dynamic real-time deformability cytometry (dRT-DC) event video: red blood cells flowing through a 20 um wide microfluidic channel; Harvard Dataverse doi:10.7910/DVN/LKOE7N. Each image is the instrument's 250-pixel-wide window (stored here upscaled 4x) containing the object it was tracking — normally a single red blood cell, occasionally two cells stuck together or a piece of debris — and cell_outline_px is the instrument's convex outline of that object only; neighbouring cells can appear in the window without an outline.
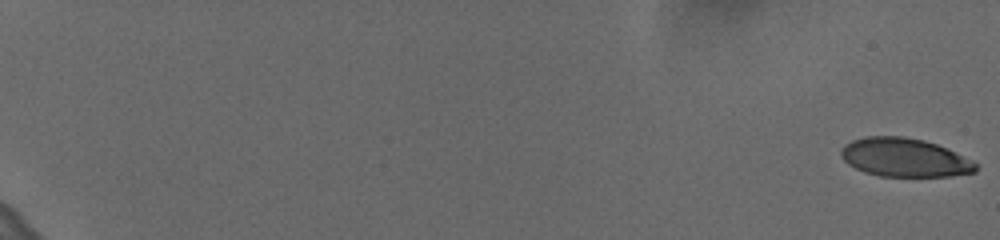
{"species": "human", "species_latin": "Homo sapiens", "temperature_condition": "cold", "stored_images_in_passage": 61, "camera_frame_rate_fps": 3000, "um_per_image_px": 0.085, "donor": {"sex": "female"}, "frame": {"image": 1, "passage_image": 1, "time_ms": 0.0, "image_size_px": [1000, 240], "cell_outline_px": [[976, 172], [952, 176], [880, 176], [864, 172], [848, 164], [840, 156], [840, 152], [844, 144], [852, 140], [864, 136], [904, 136], [924, 140], [936, 144], [976, 164]], "centroid_in_image_um": [76.8, 13.39], "position_along_channel_um": 8.2, "area_um2": 30.0}}
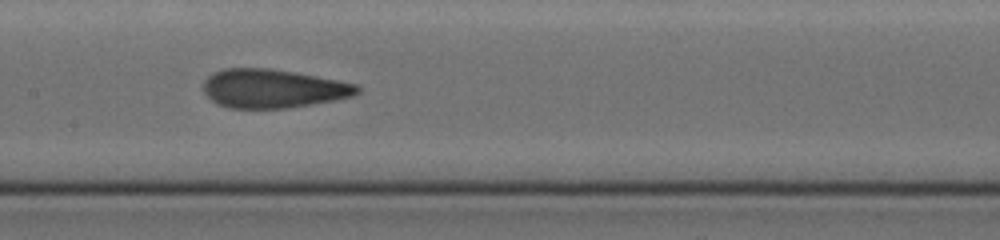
{"frame": {"image": 2, "passage_image": 35, "time_ms": 11.333, "image_size_px": [1000, 240], "cell_outline_px": [[360, 92], [352, 96], [336, 100], [288, 108], [228, 108], [216, 104], [204, 92], [204, 80], [208, 76], [224, 68], [268, 68], [292, 72], [336, 80], [356, 84], [360, 88]], "centroid_in_image_um": [23.19, 7.54], "position_along_channel_um": 184.2, "area_um2": 34.51}}
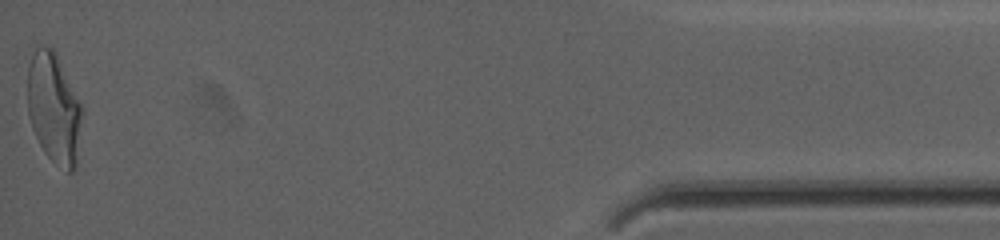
{"frame": {"image": 3, "passage_image": 61, "time_ms": 20.0, "image_size_px": [1000, 240], "cell_outline_px": [[80, 116], [76, 168], [72, 172], [68, 172], [52, 160], [44, 152], [32, 128], [28, 116], [28, 68], [36, 44], [52, 48], [56, 52], [80, 104]], "centroid_in_image_um": [4.54, 9.18], "position_along_channel_um": 430.7, "area_um2": 34.33}, "authors_computed_cell_mechanics": {"area_um2": 33.5818, "velocity_mm_per_s": 3.635, "shape_relaxation_time_tau1_ms": 4.4333, "shape_relaxation_time_tau2_ms": 1.0729, "deformation_change_tau1": 0.1789, "deformation_change_tau2": 0.0874}}